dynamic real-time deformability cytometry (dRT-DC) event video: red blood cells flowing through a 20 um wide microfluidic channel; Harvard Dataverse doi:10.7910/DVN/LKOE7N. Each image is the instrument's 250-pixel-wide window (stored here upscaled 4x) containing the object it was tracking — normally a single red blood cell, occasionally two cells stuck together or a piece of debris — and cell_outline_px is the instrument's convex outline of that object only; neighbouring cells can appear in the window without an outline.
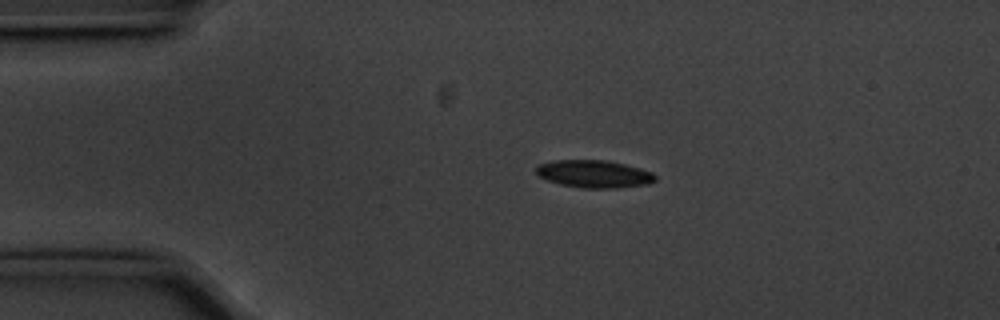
{"species": "common noctule bat (a hibernating species)", "species_latin": "Nyctalus noctula", "temperature_condition": "cold", "stored_images_in_passage": 46, "camera_frame_rate_fps": 3000, "um_per_image_px": 0.085, "animal": {"sex": "male", "body_mass_g": 20.1, "forearm_length_mm": 53.5}, "frame": {"image": 1, "passage_image": 1, "time_ms": 0.0, "image_size_px": [1000, 320], "cell_outline_px": [[656, 180], [648, 184], [616, 188], [584, 188], [560, 184], [536, 176], [536, 168], [540, 164], [556, 160], [608, 160], [640, 168], [652, 172], [656, 176]], "centroid_in_image_um": [50.5, 14.78], "position_along_channel_um": 34.5, "area_um2": 19.13}}
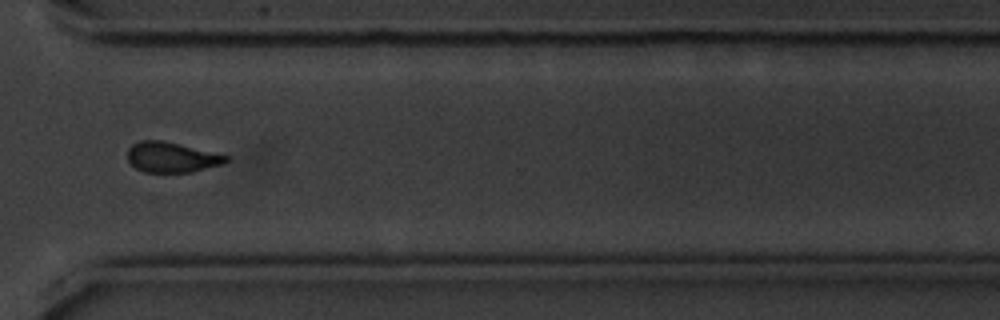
{"frame": {"image": 2, "passage_image": 31, "time_ms": 10.0, "image_size_px": [1000, 320], "cell_outline_px": [[228, 160], [224, 164], [192, 172], [144, 172], [136, 168], [128, 160], [128, 148], [132, 144], [140, 140], [160, 140], [228, 156]], "centroid_in_image_um": [14.56, 13.38], "position_along_channel_um": 356.0, "area_um2": 17.11}}
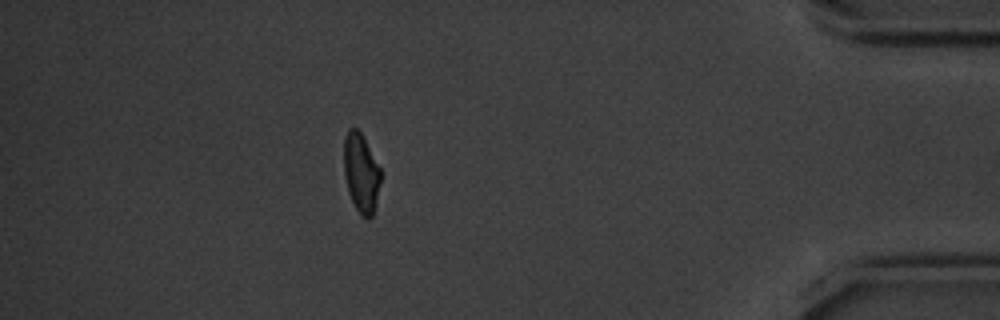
{"frame": {"image": 3, "passage_image": 39, "time_ms": 12.667, "image_size_px": [1000, 320], "cell_outline_px": [[380, 180], [372, 216], [368, 220], [356, 208], [348, 192], [344, 172], [344, 136], [348, 128], [356, 128], [360, 132], [380, 168]], "centroid_in_image_um": [30.66, 14.66], "position_along_channel_um": 404.5, "area_um2": 16.47}}